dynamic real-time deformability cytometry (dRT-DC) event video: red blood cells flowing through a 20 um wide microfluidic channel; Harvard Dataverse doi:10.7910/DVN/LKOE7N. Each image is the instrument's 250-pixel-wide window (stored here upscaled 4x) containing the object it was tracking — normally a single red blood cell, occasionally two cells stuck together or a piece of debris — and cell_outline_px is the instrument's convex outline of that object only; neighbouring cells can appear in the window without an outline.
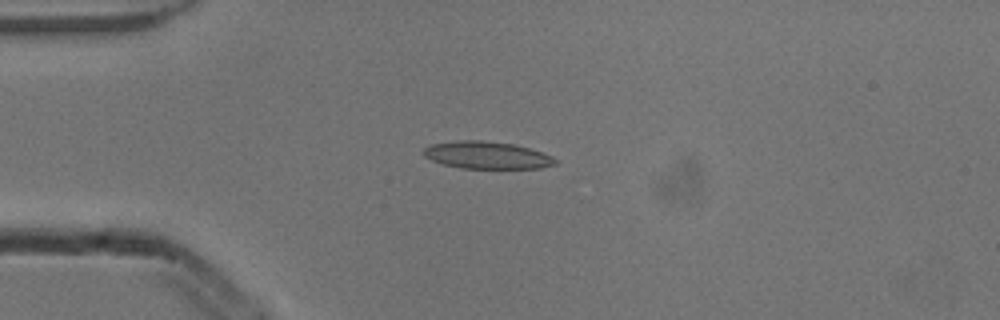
{"species": "common noctule bat (a hibernating species)", "species_latin": "Nyctalus noctula", "temperature_condition": "cold", "stored_images_in_passage": 7, "camera_frame_rate_fps": 3000, "um_per_image_px": 0.085, "animal": {"sex": "male", "body_mass_g": 13.3}, "frame": {"image": 1, "passage_image": 4, "time_ms": 1.0, "image_size_px": [1000, 320], "cell_outline_px": [[556, 164], [540, 168], [460, 168], [444, 164], [432, 160], [424, 156], [424, 148], [432, 144], [456, 140], [484, 140], [512, 144], [528, 148], [552, 156], [556, 160]], "centroid_in_image_um": [41.37, 13.18], "position_along_channel_um": 43.6, "area_um2": 20.75}}
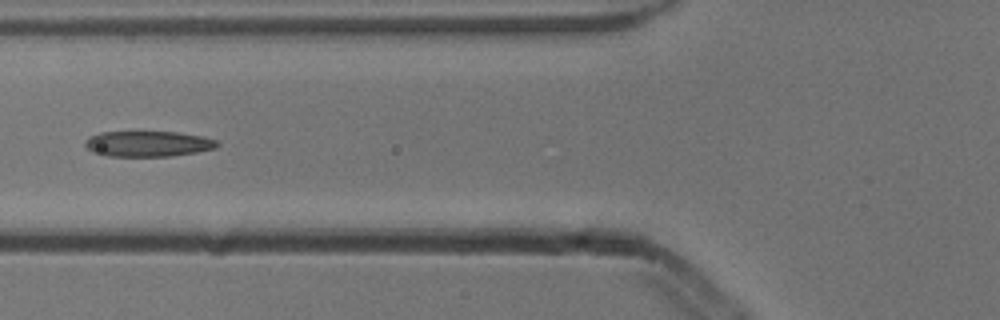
{"frame": {"image": 2, "passage_image": 6, "time_ms": 1.667, "image_size_px": [1000, 320], "cell_outline_px": [[220, 144], [216, 148], [196, 152], [172, 156], [108, 156], [92, 152], [84, 144], [84, 140], [100, 132], [176, 132], [204, 136], [216, 140]], "centroid_in_image_um": [12.6, 12.22], "position_along_channel_um": 113.2, "area_um2": 19.71}}
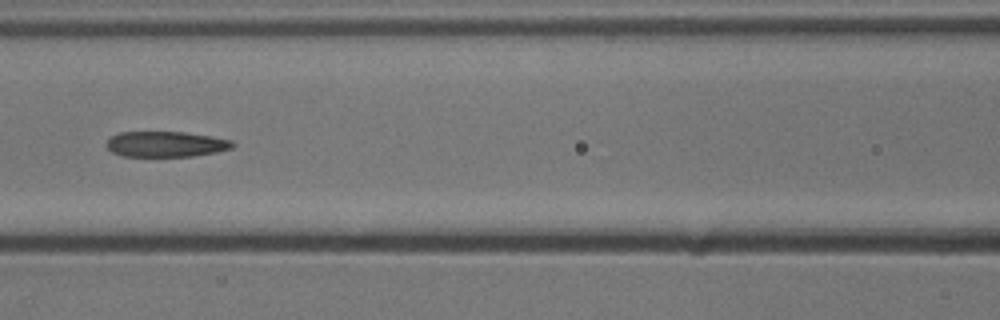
{"frame": {"image": 3, "passage_image": 7, "time_ms": 2.0, "image_size_px": [1000, 320], "cell_outline_px": [[236, 144], [232, 148], [216, 152], [192, 156], [120, 156], [112, 152], [108, 148], [108, 140], [112, 136], [120, 132], [184, 132], [232, 140]], "centroid_in_image_um": [14.11, 12.25], "position_along_channel_um": 152.5, "area_um2": 18.61}}